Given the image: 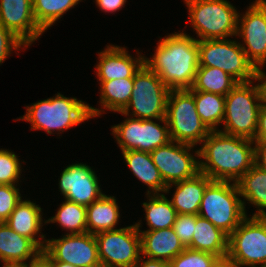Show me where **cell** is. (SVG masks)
<instances>
[{
    "label": "cell",
    "instance_id": "7a4b0ae2",
    "mask_svg": "<svg viewBox=\"0 0 266 267\" xmlns=\"http://www.w3.org/2000/svg\"><path fill=\"white\" fill-rule=\"evenodd\" d=\"M152 58L144 64L156 73L170 90L191 89L199 67L197 38L174 32L160 39Z\"/></svg>",
    "mask_w": 266,
    "mask_h": 267
},
{
    "label": "cell",
    "instance_id": "9a60e30c",
    "mask_svg": "<svg viewBox=\"0 0 266 267\" xmlns=\"http://www.w3.org/2000/svg\"><path fill=\"white\" fill-rule=\"evenodd\" d=\"M54 260L77 267L101 266L96 238L91 233L65 234L47 239L44 249Z\"/></svg>",
    "mask_w": 266,
    "mask_h": 267
},
{
    "label": "cell",
    "instance_id": "7402d4cb",
    "mask_svg": "<svg viewBox=\"0 0 266 267\" xmlns=\"http://www.w3.org/2000/svg\"><path fill=\"white\" fill-rule=\"evenodd\" d=\"M141 255L151 259L170 262L185 250L173 228L153 231H139Z\"/></svg>",
    "mask_w": 266,
    "mask_h": 267
},
{
    "label": "cell",
    "instance_id": "d6986e66",
    "mask_svg": "<svg viewBox=\"0 0 266 267\" xmlns=\"http://www.w3.org/2000/svg\"><path fill=\"white\" fill-rule=\"evenodd\" d=\"M42 216V208L36 202L21 199L5 222L13 231L31 239L41 250H44L47 240L46 235L41 231L46 220L43 221Z\"/></svg>",
    "mask_w": 266,
    "mask_h": 267
},
{
    "label": "cell",
    "instance_id": "52a82bcc",
    "mask_svg": "<svg viewBox=\"0 0 266 267\" xmlns=\"http://www.w3.org/2000/svg\"><path fill=\"white\" fill-rule=\"evenodd\" d=\"M166 120L171 140L178 143L195 146L211 132L198 115L193 94L188 89L170 90Z\"/></svg>",
    "mask_w": 266,
    "mask_h": 267
},
{
    "label": "cell",
    "instance_id": "83f0119b",
    "mask_svg": "<svg viewBox=\"0 0 266 267\" xmlns=\"http://www.w3.org/2000/svg\"><path fill=\"white\" fill-rule=\"evenodd\" d=\"M147 202L142 205L145 211V221L149 229L140 230L141 221L135 223L138 231H153L165 228H172L177 212L172 206L170 199L164 193L147 194Z\"/></svg>",
    "mask_w": 266,
    "mask_h": 267
},
{
    "label": "cell",
    "instance_id": "ffe728a7",
    "mask_svg": "<svg viewBox=\"0 0 266 267\" xmlns=\"http://www.w3.org/2000/svg\"><path fill=\"white\" fill-rule=\"evenodd\" d=\"M41 249L29 238L0 222V261L2 266H25ZM26 261H28L26 263Z\"/></svg>",
    "mask_w": 266,
    "mask_h": 267
},
{
    "label": "cell",
    "instance_id": "d6a6232c",
    "mask_svg": "<svg viewBox=\"0 0 266 267\" xmlns=\"http://www.w3.org/2000/svg\"><path fill=\"white\" fill-rule=\"evenodd\" d=\"M220 258L188 247L169 262V267H212Z\"/></svg>",
    "mask_w": 266,
    "mask_h": 267
},
{
    "label": "cell",
    "instance_id": "ee69618b",
    "mask_svg": "<svg viewBox=\"0 0 266 267\" xmlns=\"http://www.w3.org/2000/svg\"><path fill=\"white\" fill-rule=\"evenodd\" d=\"M219 267H243V266L239 263L231 261L226 257L219 260Z\"/></svg>",
    "mask_w": 266,
    "mask_h": 267
},
{
    "label": "cell",
    "instance_id": "f1b7e54d",
    "mask_svg": "<svg viewBox=\"0 0 266 267\" xmlns=\"http://www.w3.org/2000/svg\"><path fill=\"white\" fill-rule=\"evenodd\" d=\"M194 97L196 109L201 120L211 130H219L225 112V96L204 91L188 89Z\"/></svg>",
    "mask_w": 266,
    "mask_h": 267
},
{
    "label": "cell",
    "instance_id": "8992f818",
    "mask_svg": "<svg viewBox=\"0 0 266 267\" xmlns=\"http://www.w3.org/2000/svg\"><path fill=\"white\" fill-rule=\"evenodd\" d=\"M198 215L229 236L247 216L237 183L212 181L204 191Z\"/></svg>",
    "mask_w": 266,
    "mask_h": 267
},
{
    "label": "cell",
    "instance_id": "4dcf8cb0",
    "mask_svg": "<svg viewBox=\"0 0 266 267\" xmlns=\"http://www.w3.org/2000/svg\"><path fill=\"white\" fill-rule=\"evenodd\" d=\"M64 201L55 216L46 220V224L58 223L62 229L68 231L66 234L87 233L86 206L66 199Z\"/></svg>",
    "mask_w": 266,
    "mask_h": 267
},
{
    "label": "cell",
    "instance_id": "60d3db41",
    "mask_svg": "<svg viewBox=\"0 0 266 267\" xmlns=\"http://www.w3.org/2000/svg\"><path fill=\"white\" fill-rule=\"evenodd\" d=\"M24 267H54V260L47 254L45 250H41Z\"/></svg>",
    "mask_w": 266,
    "mask_h": 267
},
{
    "label": "cell",
    "instance_id": "9c48e42d",
    "mask_svg": "<svg viewBox=\"0 0 266 267\" xmlns=\"http://www.w3.org/2000/svg\"><path fill=\"white\" fill-rule=\"evenodd\" d=\"M198 47L199 67L219 68L238 83L254 80L256 68L237 40L228 38L200 40Z\"/></svg>",
    "mask_w": 266,
    "mask_h": 267
},
{
    "label": "cell",
    "instance_id": "44dd1931",
    "mask_svg": "<svg viewBox=\"0 0 266 267\" xmlns=\"http://www.w3.org/2000/svg\"><path fill=\"white\" fill-rule=\"evenodd\" d=\"M211 182L207 175L199 172L192 178L167 185L164 193H169L175 186L176 189L170 201L177 214L198 215L204 191Z\"/></svg>",
    "mask_w": 266,
    "mask_h": 267
},
{
    "label": "cell",
    "instance_id": "5bb4252c",
    "mask_svg": "<svg viewBox=\"0 0 266 267\" xmlns=\"http://www.w3.org/2000/svg\"><path fill=\"white\" fill-rule=\"evenodd\" d=\"M240 46L250 62L257 67L266 65V0H255L246 12L238 13L237 35Z\"/></svg>",
    "mask_w": 266,
    "mask_h": 267
},
{
    "label": "cell",
    "instance_id": "ba28073f",
    "mask_svg": "<svg viewBox=\"0 0 266 267\" xmlns=\"http://www.w3.org/2000/svg\"><path fill=\"white\" fill-rule=\"evenodd\" d=\"M169 92L170 89L159 76L143 64L134 75L130 101L119 113L125 117L131 116L143 120L166 118Z\"/></svg>",
    "mask_w": 266,
    "mask_h": 267
},
{
    "label": "cell",
    "instance_id": "74e56055",
    "mask_svg": "<svg viewBox=\"0 0 266 267\" xmlns=\"http://www.w3.org/2000/svg\"><path fill=\"white\" fill-rule=\"evenodd\" d=\"M254 164L266 170V141H254Z\"/></svg>",
    "mask_w": 266,
    "mask_h": 267
},
{
    "label": "cell",
    "instance_id": "f35d334b",
    "mask_svg": "<svg viewBox=\"0 0 266 267\" xmlns=\"http://www.w3.org/2000/svg\"><path fill=\"white\" fill-rule=\"evenodd\" d=\"M127 0H95L96 6H98L101 11H104L105 13H114L116 11L121 10Z\"/></svg>",
    "mask_w": 266,
    "mask_h": 267
},
{
    "label": "cell",
    "instance_id": "7c38bea8",
    "mask_svg": "<svg viewBox=\"0 0 266 267\" xmlns=\"http://www.w3.org/2000/svg\"><path fill=\"white\" fill-rule=\"evenodd\" d=\"M94 236L103 267H133L141 257V238L135 224Z\"/></svg>",
    "mask_w": 266,
    "mask_h": 267
},
{
    "label": "cell",
    "instance_id": "3957f363",
    "mask_svg": "<svg viewBox=\"0 0 266 267\" xmlns=\"http://www.w3.org/2000/svg\"><path fill=\"white\" fill-rule=\"evenodd\" d=\"M54 96L26 106V113L15 121H28L31 130H44L51 135L55 130L60 134L91 119L86 102L76 97H65L58 92Z\"/></svg>",
    "mask_w": 266,
    "mask_h": 267
},
{
    "label": "cell",
    "instance_id": "8d00e7d4",
    "mask_svg": "<svg viewBox=\"0 0 266 267\" xmlns=\"http://www.w3.org/2000/svg\"><path fill=\"white\" fill-rule=\"evenodd\" d=\"M26 47L18 37L0 24V65L5 62L13 50L21 51V48Z\"/></svg>",
    "mask_w": 266,
    "mask_h": 267
},
{
    "label": "cell",
    "instance_id": "4316f807",
    "mask_svg": "<svg viewBox=\"0 0 266 267\" xmlns=\"http://www.w3.org/2000/svg\"><path fill=\"white\" fill-rule=\"evenodd\" d=\"M236 183L246 215L245 204L248 201L258 208L252 216H266V170L254 164Z\"/></svg>",
    "mask_w": 266,
    "mask_h": 267
},
{
    "label": "cell",
    "instance_id": "d4e9b609",
    "mask_svg": "<svg viewBox=\"0 0 266 267\" xmlns=\"http://www.w3.org/2000/svg\"><path fill=\"white\" fill-rule=\"evenodd\" d=\"M190 249L211 253L220 259L228 253V235L209 220L196 215V223Z\"/></svg>",
    "mask_w": 266,
    "mask_h": 267
},
{
    "label": "cell",
    "instance_id": "f6af8a7d",
    "mask_svg": "<svg viewBox=\"0 0 266 267\" xmlns=\"http://www.w3.org/2000/svg\"><path fill=\"white\" fill-rule=\"evenodd\" d=\"M54 267H77L69 263L54 261Z\"/></svg>",
    "mask_w": 266,
    "mask_h": 267
},
{
    "label": "cell",
    "instance_id": "f546056e",
    "mask_svg": "<svg viewBox=\"0 0 266 267\" xmlns=\"http://www.w3.org/2000/svg\"><path fill=\"white\" fill-rule=\"evenodd\" d=\"M238 82L225 71L215 67H198L191 87L194 91H204L226 96Z\"/></svg>",
    "mask_w": 266,
    "mask_h": 267
},
{
    "label": "cell",
    "instance_id": "836d02e7",
    "mask_svg": "<svg viewBox=\"0 0 266 267\" xmlns=\"http://www.w3.org/2000/svg\"><path fill=\"white\" fill-rule=\"evenodd\" d=\"M21 168L20 159L16 153L9 149H0V184L18 185Z\"/></svg>",
    "mask_w": 266,
    "mask_h": 267
},
{
    "label": "cell",
    "instance_id": "8fae6325",
    "mask_svg": "<svg viewBox=\"0 0 266 267\" xmlns=\"http://www.w3.org/2000/svg\"><path fill=\"white\" fill-rule=\"evenodd\" d=\"M157 122L153 119L143 120L130 116L111 127V130L121 151L137 150L151 153L172 141L166 118H159ZM160 122L163 125H160Z\"/></svg>",
    "mask_w": 266,
    "mask_h": 267
},
{
    "label": "cell",
    "instance_id": "277c9868",
    "mask_svg": "<svg viewBox=\"0 0 266 267\" xmlns=\"http://www.w3.org/2000/svg\"><path fill=\"white\" fill-rule=\"evenodd\" d=\"M198 41L236 37L238 10L227 0H184Z\"/></svg>",
    "mask_w": 266,
    "mask_h": 267
},
{
    "label": "cell",
    "instance_id": "ac0fdd59",
    "mask_svg": "<svg viewBox=\"0 0 266 267\" xmlns=\"http://www.w3.org/2000/svg\"><path fill=\"white\" fill-rule=\"evenodd\" d=\"M144 57L137 50V57L131 56L125 47L106 45L103 51L98 52V61L95 66L98 81L134 78L136 72L144 64Z\"/></svg>",
    "mask_w": 266,
    "mask_h": 267
},
{
    "label": "cell",
    "instance_id": "7dc6e473",
    "mask_svg": "<svg viewBox=\"0 0 266 267\" xmlns=\"http://www.w3.org/2000/svg\"><path fill=\"white\" fill-rule=\"evenodd\" d=\"M2 267H24V266H2Z\"/></svg>",
    "mask_w": 266,
    "mask_h": 267
},
{
    "label": "cell",
    "instance_id": "4fadbf2b",
    "mask_svg": "<svg viewBox=\"0 0 266 267\" xmlns=\"http://www.w3.org/2000/svg\"><path fill=\"white\" fill-rule=\"evenodd\" d=\"M194 147L170 141L150 153L153 163L159 169L166 185L192 178L200 172L199 149L195 151ZM193 150L195 152L194 155Z\"/></svg>",
    "mask_w": 266,
    "mask_h": 267
},
{
    "label": "cell",
    "instance_id": "30bf717a",
    "mask_svg": "<svg viewBox=\"0 0 266 267\" xmlns=\"http://www.w3.org/2000/svg\"><path fill=\"white\" fill-rule=\"evenodd\" d=\"M227 258L245 267H266V216L247 215L241 221L228 236Z\"/></svg>",
    "mask_w": 266,
    "mask_h": 267
},
{
    "label": "cell",
    "instance_id": "484cf974",
    "mask_svg": "<svg viewBox=\"0 0 266 267\" xmlns=\"http://www.w3.org/2000/svg\"><path fill=\"white\" fill-rule=\"evenodd\" d=\"M115 196L105 193L96 201L86 206L87 232L93 235L118 229L120 210Z\"/></svg>",
    "mask_w": 266,
    "mask_h": 267
},
{
    "label": "cell",
    "instance_id": "cb8c5ba5",
    "mask_svg": "<svg viewBox=\"0 0 266 267\" xmlns=\"http://www.w3.org/2000/svg\"><path fill=\"white\" fill-rule=\"evenodd\" d=\"M121 153L133 175L148 186L146 195L165 192L167 185L162 179L159 169L153 163L150 153L137 150H127Z\"/></svg>",
    "mask_w": 266,
    "mask_h": 267
},
{
    "label": "cell",
    "instance_id": "6da1fadb",
    "mask_svg": "<svg viewBox=\"0 0 266 267\" xmlns=\"http://www.w3.org/2000/svg\"><path fill=\"white\" fill-rule=\"evenodd\" d=\"M201 144L199 170L212 181L237 182L254 165L253 140L215 130Z\"/></svg>",
    "mask_w": 266,
    "mask_h": 267
},
{
    "label": "cell",
    "instance_id": "d590c367",
    "mask_svg": "<svg viewBox=\"0 0 266 267\" xmlns=\"http://www.w3.org/2000/svg\"><path fill=\"white\" fill-rule=\"evenodd\" d=\"M195 223L196 215L177 214L176 216L172 228L185 247H188L192 242Z\"/></svg>",
    "mask_w": 266,
    "mask_h": 267
},
{
    "label": "cell",
    "instance_id": "603a6c76",
    "mask_svg": "<svg viewBox=\"0 0 266 267\" xmlns=\"http://www.w3.org/2000/svg\"><path fill=\"white\" fill-rule=\"evenodd\" d=\"M99 84L101 93L99 104L102 109L88 105L91 119L105 113V109L114 111V113L122 112L130 101L134 78L100 81Z\"/></svg>",
    "mask_w": 266,
    "mask_h": 267
},
{
    "label": "cell",
    "instance_id": "e575fe53",
    "mask_svg": "<svg viewBox=\"0 0 266 267\" xmlns=\"http://www.w3.org/2000/svg\"><path fill=\"white\" fill-rule=\"evenodd\" d=\"M18 185L0 184V222H5L22 197Z\"/></svg>",
    "mask_w": 266,
    "mask_h": 267
},
{
    "label": "cell",
    "instance_id": "2e32d148",
    "mask_svg": "<svg viewBox=\"0 0 266 267\" xmlns=\"http://www.w3.org/2000/svg\"><path fill=\"white\" fill-rule=\"evenodd\" d=\"M58 186L64 199L88 206L104 193L97 174L87 164H69L60 174Z\"/></svg>",
    "mask_w": 266,
    "mask_h": 267
},
{
    "label": "cell",
    "instance_id": "5b68a950",
    "mask_svg": "<svg viewBox=\"0 0 266 267\" xmlns=\"http://www.w3.org/2000/svg\"><path fill=\"white\" fill-rule=\"evenodd\" d=\"M262 102L254 80L238 83L225 96L223 130L228 135L254 140L258 125V115Z\"/></svg>",
    "mask_w": 266,
    "mask_h": 267
},
{
    "label": "cell",
    "instance_id": "bcb514c9",
    "mask_svg": "<svg viewBox=\"0 0 266 267\" xmlns=\"http://www.w3.org/2000/svg\"><path fill=\"white\" fill-rule=\"evenodd\" d=\"M212 267H219V261L216 264H214Z\"/></svg>",
    "mask_w": 266,
    "mask_h": 267
},
{
    "label": "cell",
    "instance_id": "ab89813d",
    "mask_svg": "<svg viewBox=\"0 0 266 267\" xmlns=\"http://www.w3.org/2000/svg\"><path fill=\"white\" fill-rule=\"evenodd\" d=\"M253 141H266V104L263 103L259 110L256 136Z\"/></svg>",
    "mask_w": 266,
    "mask_h": 267
},
{
    "label": "cell",
    "instance_id": "b9f144b4",
    "mask_svg": "<svg viewBox=\"0 0 266 267\" xmlns=\"http://www.w3.org/2000/svg\"><path fill=\"white\" fill-rule=\"evenodd\" d=\"M254 81H258L257 86L261 102L266 104V73L260 67L255 69Z\"/></svg>",
    "mask_w": 266,
    "mask_h": 267
},
{
    "label": "cell",
    "instance_id": "1f68e13d",
    "mask_svg": "<svg viewBox=\"0 0 266 267\" xmlns=\"http://www.w3.org/2000/svg\"><path fill=\"white\" fill-rule=\"evenodd\" d=\"M34 19L45 32L68 10L80 3L79 0H32Z\"/></svg>",
    "mask_w": 266,
    "mask_h": 267
},
{
    "label": "cell",
    "instance_id": "e0dca14e",
    "mask_svg": "<svg viewBox=\"0 0 266 267\" xmlns=\"http://www.w3.org/2000/svg\"><path fill=\"white\" fill-rule=\"evenodd\" d=\"M0 24L27 48L44 33L34 19L32 0H0Z\"/></svg>",
    "mask_w": 266,
    "mask_h": 267
},
{
    "label": "cell",
    "instance_id": "7bdbcfd3",
    "mask_svg": "<svg viewBox=\"0 0 266 267\" xmlns=\"http://www.w3.org/2000/svg\"><path fill=\"white\" fill-rule=\"evenodd\" d=\"M133 267H169V263L163 260L151 259L141 255L140 259Z\"/></svg>",
    "mask_w": 266,
    "mask_h": 267
}]
</instances>
